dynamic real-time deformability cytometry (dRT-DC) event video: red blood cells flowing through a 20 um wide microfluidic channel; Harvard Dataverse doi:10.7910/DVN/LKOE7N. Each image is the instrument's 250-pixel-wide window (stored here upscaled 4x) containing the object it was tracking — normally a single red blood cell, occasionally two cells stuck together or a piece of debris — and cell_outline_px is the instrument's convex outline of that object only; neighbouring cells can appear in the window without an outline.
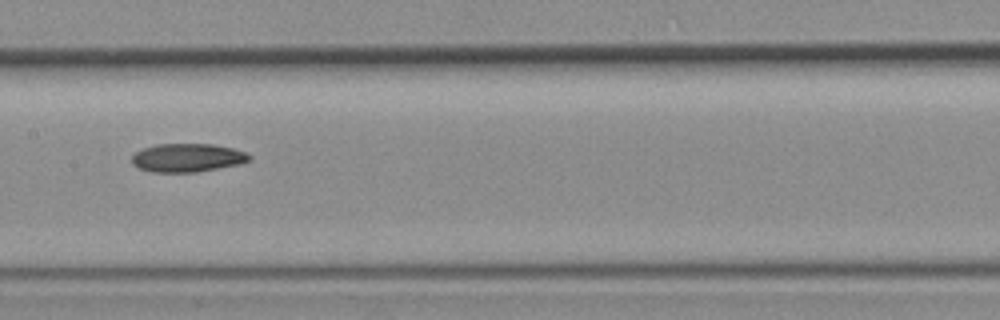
{"species": "common noctule bat (a hibernating species)", "species_latin": "Nyctalus noctula", "temperature_condition": "room temperature", "stored_images_in_passage": 6, "camera_frame_rate_fps": 3000, "um_per_image_px": 0.085, "animal": {"sex": "female", "body_mass_g": 19.3, "forearm_length_mm": 54.1}, "frame": {"image": 1, "passage_image": 5, "time_ms": 1.333, "image_size_px": [1000, 320], "cell_outline_px": [[252, 156], [248, 160], [240, 164], [196, 172], [152, 172], [136, 168], [132, 164], [132, 156], [136, 152], [144, 148], [156, 144], [212, 144], [232, 148], [248, 152]], "centroid_in_image_um": [15.92, 13.41], "position_along_channel_um": 191.5, "area_um2": 19.54}}
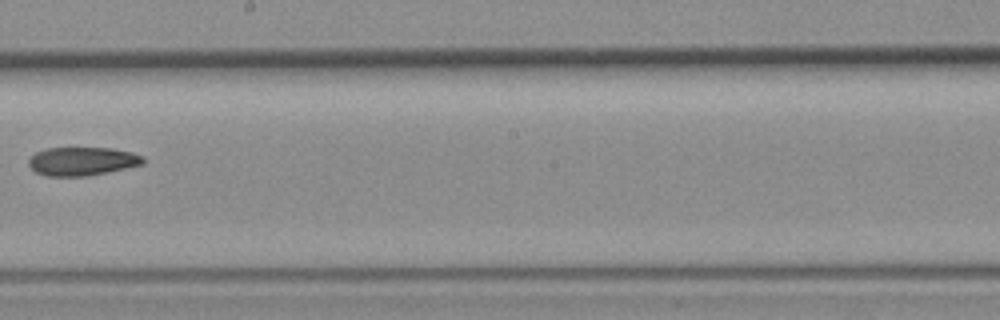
{"frame": {"image": 2, "passage_image": 6, "time_ms": 1.667, "image_size_px": [1000, 320], "cell_outline_px": [[144, 164], [88, 176], [48, 176], [36, 172], [28, 164], [28, 160], [36, 152], [48, 148], [112, 148], [132, 152], [144, 156]], "centroid_in_image_um": [7.01, 13.7], "position_along_channel_um": 241.2, "area_um2": 18.96}}